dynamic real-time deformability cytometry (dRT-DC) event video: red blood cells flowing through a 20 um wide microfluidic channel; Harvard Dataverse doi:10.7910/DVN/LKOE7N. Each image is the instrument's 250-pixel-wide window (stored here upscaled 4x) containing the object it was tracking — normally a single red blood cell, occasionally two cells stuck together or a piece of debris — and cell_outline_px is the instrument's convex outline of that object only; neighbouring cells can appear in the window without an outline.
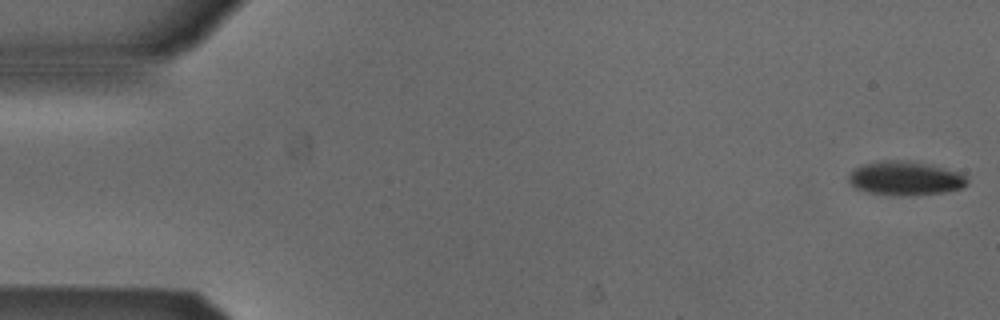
{"species": "Egyptian fruit bat (a non-hibernating species)", "species_latin": "Rousettus aegyptiacus", "temperature_condition": "cold", "stored_images_in_passage": 9, "camera_frame_rate_fps": 3000, "um_per_image_px": 0.085, "animal": {"sex": "male"}, "frame": {"image": 1, "passage_image": 1, "time_ms": 0.0, "image_size_px": [1000, 320], "cell_outline_px": [[968, 184], [960, 188], [944, 192], [900, 196], [868, 192], [856, 188], [848, 180], [848, 176], [852, 168], [864, 164], [888, 160], [896, 160], [920, 164], [960, 172], [968, 180]], "centroid_in_image_um": [76.9, 15.17], "position_along_channel_um": 8.1, "area_um2": 22.83}}